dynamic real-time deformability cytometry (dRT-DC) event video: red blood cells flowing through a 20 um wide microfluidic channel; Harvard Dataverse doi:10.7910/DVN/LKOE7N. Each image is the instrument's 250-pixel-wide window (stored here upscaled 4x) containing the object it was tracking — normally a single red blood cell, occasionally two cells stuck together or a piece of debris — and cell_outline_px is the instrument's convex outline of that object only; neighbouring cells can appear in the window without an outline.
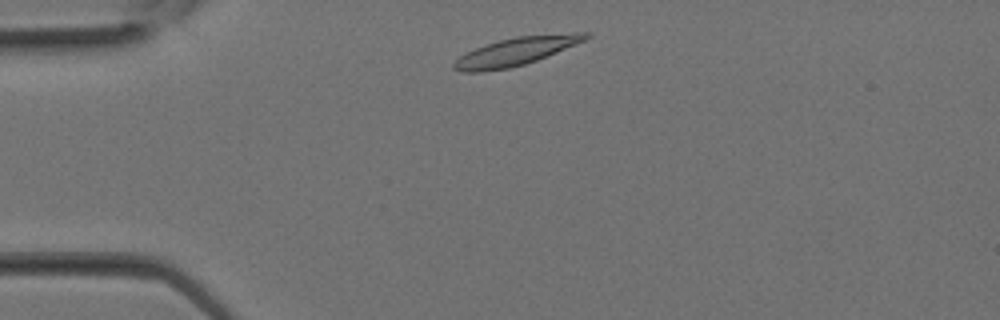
{"species": "Egyptian fruit bat (a non-hibernating species)", "species_latin": "Rousettus aegyptiacus", "temperature_condition": "room temperature", "stored_images_in_passage": 12, "camera_frame_rate_fps": 3000, "um_per_image_px": 0.085, "animal": {"sex": "female"}, "frame": {"image": 1, "passage_image": 2, "time_ms": 0.333, "image_size_px": [1000, 320], "cell_outline_px": [[592, 36], [588, 40], [536, 60], [524, 64], [508, 68], [480, 72], [464, 72], [452, 68], [452, 64], [460, 56], [484, 44], [516, 36], [576, 32], [588, 32]], "centroid_in_image_um": [43.91, 4.35], "position_along_channel_um": 41.1, "area_um2": 21.56}}
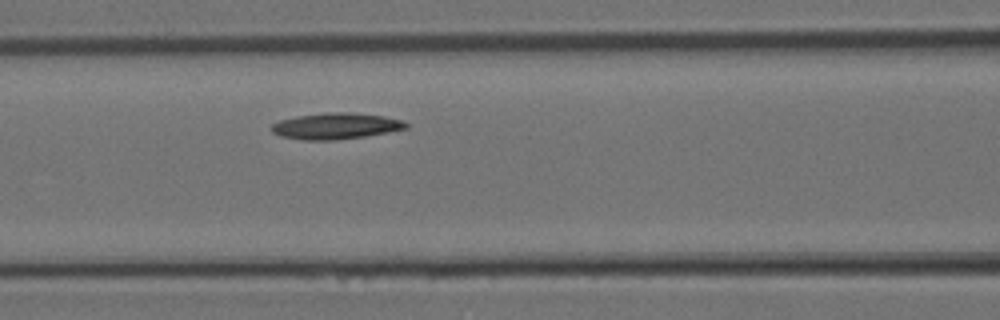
{"frame": {"image": 2, "passage_image": 8, "time_ms": 2.333, "image_size_px": [1000, 320], "cell_outline_px": [[408, 128], [388, 132], [364, 136], [336, 140], [304, 140], [280, 136], [272, 132], [272, 124], [280, 120], [296, 116], [324, 112], [352, 112], [384, 116], [404, 120], [408, 124]], "centroid_in_image_um": [28.56, 10.7], "position_along_channel_um": 138.0, "area_um2": 20.63}}
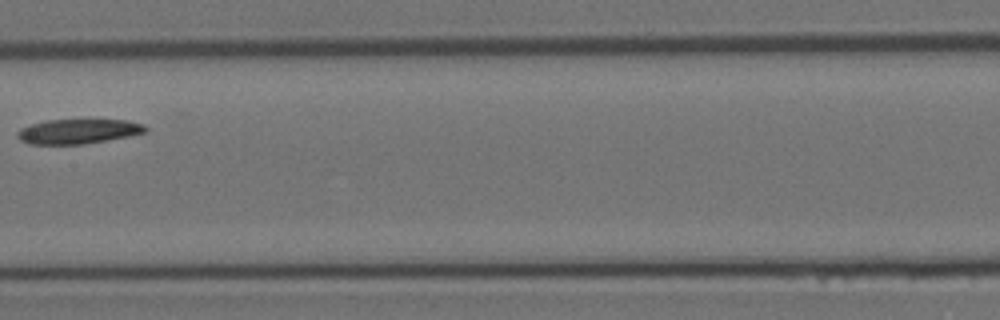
{"frame": {"image": 3, "passage_image": 11, "time_ms": 3.333, "image_size_px": [1000, 320], "cell_outline_px": [[148, 128], [144, 132], [128, 136], [80, 144], [28, 144], [20, 140], [16, 136], [16, 132], [20, 128], [28, 124], [44, 120], [128, 120], [144, 124]], "centroid_in_image_um": [6.57, 11.15], "position_along_channel_um": 200.8, "area_um2": 18.38}}